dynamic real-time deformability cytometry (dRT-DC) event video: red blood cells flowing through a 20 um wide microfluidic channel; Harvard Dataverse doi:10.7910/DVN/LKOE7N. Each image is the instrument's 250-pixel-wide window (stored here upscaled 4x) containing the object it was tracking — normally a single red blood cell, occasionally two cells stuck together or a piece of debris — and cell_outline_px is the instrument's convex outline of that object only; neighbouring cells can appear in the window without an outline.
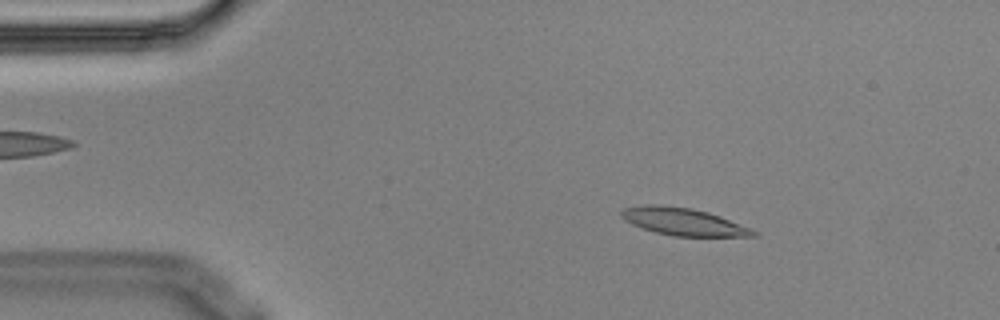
{"species": "Egyptian fruit bat (a non-hibernating species)", "species_latin": "Rousettus aegyptiacus", "temperature_condition": "cold", "stored_images_in_passage": 5, "camera_frame_rate_fps": 3000, "um_per_image_px": 0.085, "animal": {"sex": "male"}, "frame": {"image": 1, "passage_image": 3, "time_ms": 0.667, "image_size_px": [1000, 320], "cell_outline_px": [[760, 236], [672, 236], [656, 232], [632, 224], [624, 220], [620, 216], [620, 212], [624, 208], [648, 204], [660, 204], [692, 208], [708, 212], [720, 216], [752, 228], [760, 232]], "centroid_in_image_um": [58.12, 18.84], "position_along_channel_um": 26.9, "area_um2": 21.21}}